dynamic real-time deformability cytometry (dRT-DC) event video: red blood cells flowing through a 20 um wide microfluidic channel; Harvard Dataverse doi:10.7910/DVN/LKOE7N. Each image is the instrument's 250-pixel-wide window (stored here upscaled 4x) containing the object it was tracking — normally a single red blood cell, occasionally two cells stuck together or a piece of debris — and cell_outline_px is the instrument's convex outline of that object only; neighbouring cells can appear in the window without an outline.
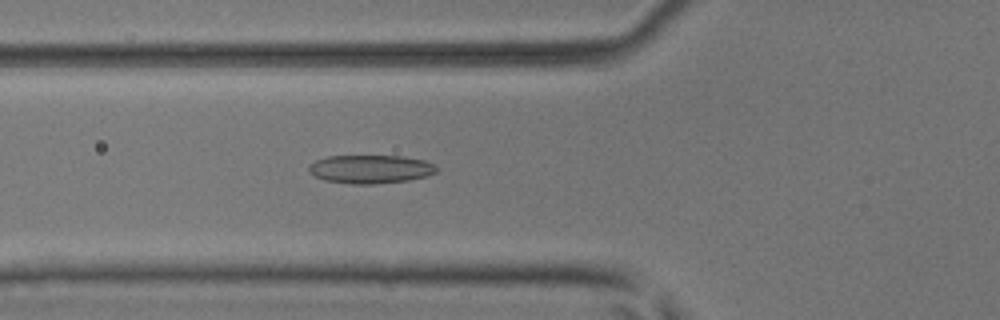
{"species": "common noctule bat (a hibernating species)", "species_latin": "Nyctalus noctula", "temperature_condition": "room temperature", "stored_images_in_passage": 30, "camera_frame_rate_fps": 3000, "um_per_image_px": 0.085, "animal": {"sex": "male", "body_mass_g": 17.9, "forearm_length_mm": 54.2}, "frame": {"image": 1, "passage_image": 19, "time_ms": 6.0, "image_size_px": [1000, 320], "cell_outline_px": [[440, 168], [436, 172], [428, 176], [408, 180], [372, 184], [352, 184], [324, 180], [308, 172], [308, 168], [316, 160], [328, 156], [400, 156], [424, 160], [436, 164]], "centroid_in_image_um": [31.54, 14.37], "position_along_channel_um": 94.3, "area_um2": 21.21}}
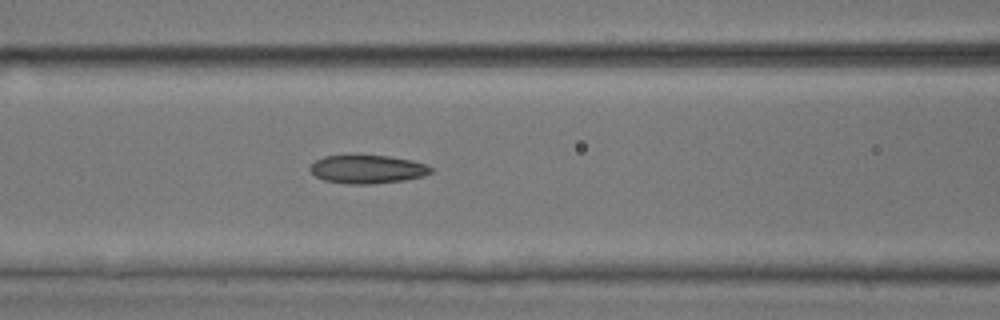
{"frame": {"image": 2, "passage_image": 22, "time_ms": 7.0, "image_size_px": [1000, 320], "cell_outline_px": [[432, 172], [424, 176], [404, 180], [372, 184], [352, 184], [324, 180], [316, 176], [308, 168], [316, 160], [324, 156], [388, 156], [412, 160], [428, 164], [432, 168]], "centroid_in_image_um": [31.27, 14.39], "position_along_channel_um": 135.3, "area_um2": 19.83}}
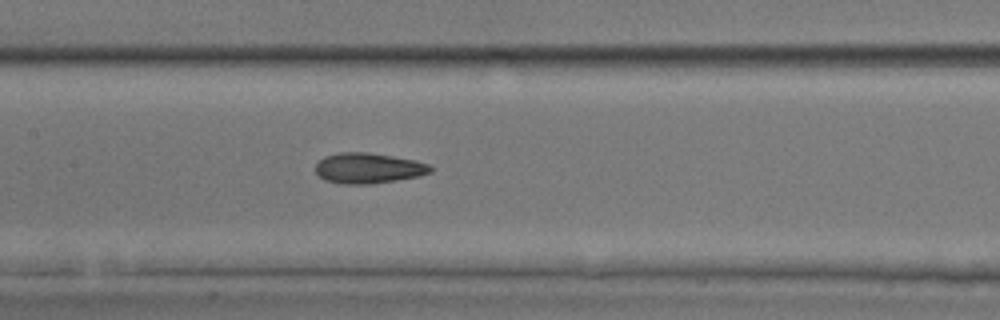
{"frame": {"image": 3, "passage_image": 25, "time_ms": 8.0, "image_size_px": [1000, 320], "cell_outline_px": [[432, 172], [420, 176], [372, 184], [340, 184], [324, 180], [316, 172], [316, 164], [324, 156], [340, 152], [368, 152], [416, 160], [428, 164], [432, 168]], "centroid_in_image_um": [31.31, 14.3], "position_along_channel_um": 176.1, "area_um2": 20.52}}